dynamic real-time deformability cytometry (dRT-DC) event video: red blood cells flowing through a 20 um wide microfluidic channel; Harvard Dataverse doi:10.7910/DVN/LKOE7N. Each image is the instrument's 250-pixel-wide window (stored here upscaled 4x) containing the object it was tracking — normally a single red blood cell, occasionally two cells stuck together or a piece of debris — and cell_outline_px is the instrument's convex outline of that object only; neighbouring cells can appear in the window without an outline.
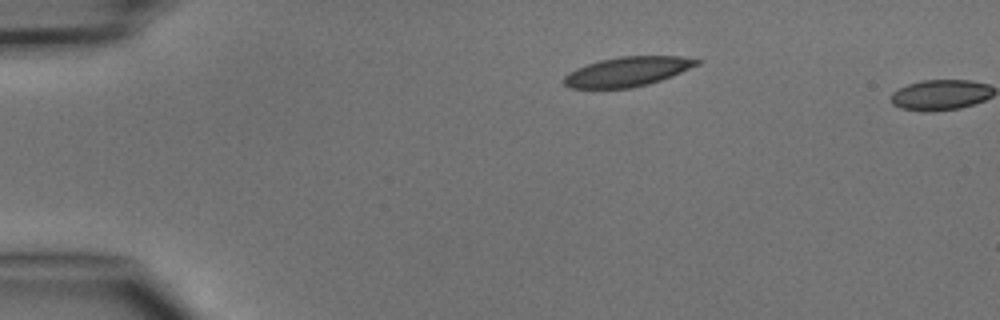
{"species": "common noctule bat (a hibernating species)", "species_latin": "Nyctalus noctula", "temperature_condition": "cold", "stored_images_in_passage": 2, "camera_frame_rate_fps": 3000, "um_per_image_px": 0.085, "animal": {"sex": "male", "body_mass_g": 15.6}, "frame": {"image": 1, "passage_image": 1, "time_ms": 0.0, "image_size_px": [1000, 320], "cell_outline_px": [[704, 60], [700, 64], [672, 76], [648, 84], [632, 88], [568, 88], [564, 84], [564, 76], [568, 72], [576, 68], [600, 60], [620, 56], [680, 56]], "centroid_in_image_um": [53.36, 6.08], "position_along_channel_um": 31.6, "area_um2": 22.95}}